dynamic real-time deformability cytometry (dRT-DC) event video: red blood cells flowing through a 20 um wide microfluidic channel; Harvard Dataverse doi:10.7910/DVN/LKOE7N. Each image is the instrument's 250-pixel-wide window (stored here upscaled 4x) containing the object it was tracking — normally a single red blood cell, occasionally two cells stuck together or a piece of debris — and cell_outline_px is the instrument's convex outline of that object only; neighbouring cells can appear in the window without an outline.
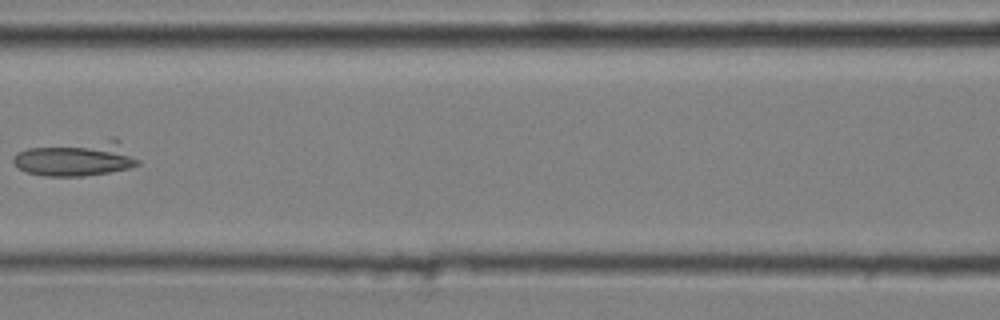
{"species": "common noctule bat (a hibernating species)", "species_latin": "Nyctalus noctula", "temperature_condition": "cold", "stored_images_in_passage": 6, "camera_frame_rate_fps": 3000, "um_per_image_px": 0.085, "animal": {"sex": "male", "body_mass_g": 20.4}, "frame": {"image": 1, "passage_image": 6, "time_ms": 1.667, "image_size_px": [1000, 320], "cell_outline_px": [[140, 164], [132, 168], [84, 176], [44, 176], [24, 172], [12, 160], [12, 156], [16, 152], [28, 148], [112, 136], [116, 136], [140, 160]], "centroid_in_image_um": [6.55, 13.43], "position_along_channel_um": 160.0, "area_um2": 26.41}}